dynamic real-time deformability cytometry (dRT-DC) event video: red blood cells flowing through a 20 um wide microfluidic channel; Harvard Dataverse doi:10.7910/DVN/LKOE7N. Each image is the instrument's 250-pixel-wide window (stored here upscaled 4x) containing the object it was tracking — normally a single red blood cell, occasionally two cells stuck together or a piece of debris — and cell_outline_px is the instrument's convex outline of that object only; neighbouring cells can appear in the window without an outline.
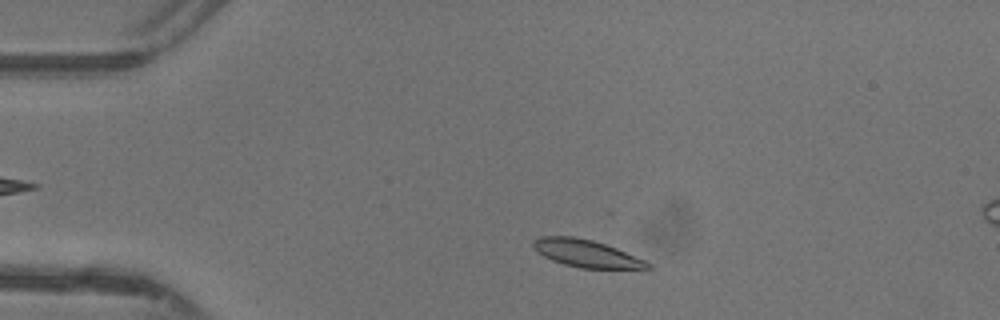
{"species": "common noctule bat (a hibernating species)", "species_latin": "Nyctalus noctula", "temperature_condition": "warm", "stored_images_in_passage": 10, "camera_frame_rate_fps": 3000, "um_per_image_px": 0.085, "animal": {"sex": "female"}, "frame": {"image": 1, "passage_image": 5, "time_ms": 1.333, "image_size_px": [1000, 320], "cell_outline_px": [[652, 268], [648, 272], [580, 268], [564, 264], [552, 260], [544, 256], [532, 244], [540, 236], [572, 236], [592, 240], [616, 248], [644, 260], [652, 264]], "centroid_in_image_um": [50.04, 21.62], "position_along_channel_um": 35.0, "area_um2": 18.84}}